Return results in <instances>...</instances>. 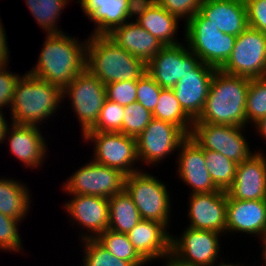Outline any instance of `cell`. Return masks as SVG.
<instances>
[{"label":"cell","mask_w":266,"mask_h":266,"mask_svg":"<svg viewBox=\"0 0 266 266\" xmlns=\"http://www.w3.org/2000/svg\"><path fill=\"white\" fill-rule=\"evenodd\" d=\"M138 0H78L83 13L95 28L91 35H108L116 27L134 18ZM128 19V20H127Z\"/></svg>","instance_id":"20"},{"label":"cell","mask_w":266,"mask_h":266,"mask_svg":"<svg viewBox=\"0 0 266 266\" xmlns=\"http://www.w3.org/2000/svg\"><path fill=\"white\" fill-rule=\"evenodd\" d=\"M206 167L215 186L227 191L235 179L238 163L216 151L204 150Z\"/></svg>","instance_id":"32"},{"label":"cell","mask_w":266,"mask_h":266,"mask_svg":"<svg viewBox=\"0 0 266 266\" xmlns=\"http://www.w3.org/2000/svg\"><path fill=\"white\" fill-rule=\"evenodd\" d=\"M265 229L266 200H236L228 196L225 233L256 234L261 239Z\"/></svg>","instance_id":"23"},{"label":"cell","mask_w":266,"mask_h":266,"mask_svg":"<svg viewBox=\"0 0 266 266\" xmlns=\"http://www.w3.org/2000/svg\"><path fill=\"white\" fill-rule=\"evenodd\" d=\"M19 78L20 75L12 73L6 66L0 68V111L3 107L11 106L14 87Z\"/></svg>","instance_id":"42"},{"label":"cell","mask_w":266,"mask_h":266,"mask_svg":"<svg viewBox=\"0 0 266 266\" xmlns=\"http://www.w3.org/2000/svg\"><path fill=\"white\" fill-rule=\"evenodd\" d=\"M124 189L139 210L141 219L157 221L169 227L171 197L163 182L141 170L125 177Z\"/></svg>","instance_id":"6"},{"label":"cell","mask_w":266,"mask_h":266,"mask_svg":"<svg viewBox=\"0 0 266 266\" xmlns=\"http://www.w3.org/2000/svg\"><path fill=\"white\" fill-rule=\"evenodd\" d=\"M69 0H25L31 15L48 34L63 33L56 23ZM67 4V5H66ZM63 9V10H62Z\"/></svg>","instance_id":"30"},{"label":"cell","mask_w":266,"mask_h":266,"mask_svg":"<svg viewBox=\"0 0 266 266\" xmlns=\"http://www.w3.org/2000/svg\"><path fill=\"white\" fill-rule=\"evenodd\" d=\"M201 59L187 45L164 46L147 64V73L161 87L172 89L190 71L195 70Z\"/></svg>","instance_id":"13"},{"label":"cell","mask_w":266,"mask_h":266,"mask_svg":"<svg viewBox=\"0 0 266 266\" xmlns=\"http://www.w3.org/2000/svg\"><path fill=\"white\" fill-rule=\"evenodd\" d=\"M256 151L237 165L235 179L226 191L231 199L266 200V156Z\"/></svg>","instance_id":"19"},{"label":"cell","mask_w":266,"mask_h":266,"mask_svg":"<svg viewBox=\"0 0 266 266\" xmlns=\"http://www.w3.org/2000/svg\"><path fill=\"white\" fill-rule=\"evenodd\" d=\"M216 68L201 63L182 77L172 88L184 112L194 121L204 108Z\"/></svg>","instance_id":"17"},{"label":"cell","mask_w":266,"mask_h":266,"mask_svg":"<svg viewBox=\"0 0 266 266\" xmlns=\"http://www.w3.org/2000/svg\"><path fill=\"white\" fill-rule=\"evenodd\" d=\"M105 86L107 99L122 106L136 102L137 80L117 81L108 83Z\"/></svg>","instance_id":"39"},{"label":"cell","mask_w":266,"mask_h":266,"mask_svg":"<svg viewBox=\"0 0 266 266\" xmlns=\"http://www.w3.org/2000/svg\"><path fill=\"white\" fill-rule=\"evenodd\" d=\"M186 137L178 126L152 118L145 130L136 138L138 160L150 166L160 163L172 154V151H177Z\"/></svg>","instance_id":"14"},{"label":"cell","mask_w":266,"mask_h":266,"mask_svg":"<svg viewBox=\"0 0 266 266\" xmlns=\"http://www.w3.org/2000/svg\"><path fill=\"white\" fill-rule=\"evenodd\" d=\"M152 117L178 126L187 136L190 135L194 122L181 108L173 90L166 88L159 94Z\"/></svg>","instance_id":"29"},{"label":"cell","mask_w":266,"mask_h":266,"mask_svg":"<svg viewBox=\"0 0 266 266\" xmlns=\"http://www.w3.org/2000/svg\"><path fill=\"white\" fill-rule=\"evenodd\" d=\"M86 69L103 84L138 80L146 63L132 56L108 35H90L86 45Z\"/></svg>","instance_id":"3"},{"label":"cell","mask_w":266,"mask_h":266,"mask_svg":"<svg viewBox=\"0 0 266 266\" xmlns=\"http://www.w3.org/2000/svg\"><path fill=\"white\" fill-rule=\"evenodd\" d=\"M108 36L132 56L146 64L164 47L151 33L135 21H127L116 27Z\"/></svg>","instance_id":"26"},{"label":"cell","mask_w":266,"mask_h":266,"mask_svg":"<svg viewBox=\"0 0 266 266\" xmlns=\"http://www.w3.org/2000/svg\"><path fill=\"white\" fill-rule=\"evenodd\" d=\"M219 264V265H218ZM216 266H240L239 263L236 264H233V263H225V262H221V263H218ZM244 266V264H243Z\"/></svg>","instance_id":"48"},{"label":"cell","mask_w":266,"mask_h":266,"mask_svg":"<svg viewBox=\"0 0 266 266\" xmlns=\"http://www.w3.org/2000/svg\"><path fill=\"white\" fill-rule=\"evenodd\" d=\"M244 128L212 123H193L189 136L204 150L219 152L239 164L254 154L246 141L247 137L242 134Z\"/></svg>","instance_id":"11"},{"label":"cell","mask_w":266,"mask_h":266,"mask_svg":"<svg viewBox=\"0 0 266 266\" xmlns=\"http://www.w3.org/2000/svg\"><path fill=\"white\" fill-rule=\"evenodd\" d=\"M189 196L188 227L225 234L227 192L218 190L210 193H193Z\"/></svg>","instance_id":"15"},{"label":"cell","mask_w":266,"mask_h":266,"mask_svg":"<svg viewBox=\"0 0 266 266\" xmlns=\"http://www.w3.org/2000/svg\"><path fill=\"white\" fill-rule=\"evenodd\" d=\"M256 127V132L260 134L261 137H264L263 139L266 140V116L260 119L257 123L252 125Z\"/></svg>","instance_id":"45"},{"label":"cell","mask_w":266,"mask_h":266,"mask_svg":"<svg viewBox=\"0 0 266 266\" xmlns=\"http://www.w3.org/2000/svg\"><path fill=\"white\" fill-rule=\"evenodd\" d=\"M71 200L64 205L70 215L71 222L77 221L82 229L86 228L87 233L81 234L82 240L96 239L109 227V204L107 198L93 195L76 194L70 195ZM90 235H89V234Z\"/></svg>","instance_id":"16"},{"label":"cell","mask_w":266,"mask_h":266,"mask_svg":"<svg viewBox=\"0 0 266 266\" xmlns=\"http://www.w3.org/2000/svg\"><path fill=\"white\" fill-rule=\"evenodd\" d=\"M28 187L14 179L0 178V212L24 220L31 203Z\"/></svg>","instance_id":"27"},{"label":"cell","mask_w":266,"mask_h":266,"mask_svg":"<svg viewBox=\"0 0 266 266\" xmlns=\"http://www.w3.org/2000/svg\"><path fill=\"white\" fill-rule=\"evenodd\" d=\"M200 12L224 34L237 37L248 27L244 0H203Z\"/></svg>","instance_id":"25"},{"label":"cell","mask_w":266,"mask_h":266,"mask_svg":"<svg viewBox=\"0 0 266 266\" xmlns=\"http://www.w3.org/2000/svg\"><path fill=\"white\" fill-rule=\"evenodd\" d=\"M96 240L112 255L119 259L129 261L133 266H143L148 263L137 252L127 234L106 229Z\"/></svg>","instance_id":"31"},{"label":"cell","mask_w":266,"mask_h":266,"mask_svg":"<svg viewBox=\"0 0 266 266\" xmlns=\"http://www.w3.org/2000/svg\"><path fill=\"white\" fill-rule=\"evenodd\" d=\"M250 79L217 69L204 108L193 123L246 127V101Z\"/></svg>","instance_id":"2"},{"label":"cell","mask_w":266,"mask_h":266,"mask_svg":"<svg viewBox=\"0 0 266 266\" xmlns=\"http://www.w3.org/2000/svg\"><path fill=\"white\" fill-rule=\"evenodd\" d=\"M126 175L93 160L76 170L62 186L69 195L84 194L110 198L124 189Z\"/></svg>","instance_id":"12"},{"label":"cell","mask_w":266,"mask_h":266,"mask_svg":"<svg viewBox=\"0 0 266 266\" xmlns=\"http://www.w3.org/2000/svg\"><path fill=\"white\" fill-rule=\"evenodd\" d=\"M169 13L183 19L185 23L200 11L203 0H154Z\"/></svg>","instance_id":"40"},{"label":"cell","mask_w":266,"mask_h":266,"mask_svg":"<svg viewBox=\"0 0 266 266\" xmlns=\"http://www.w3.org/2000/svg\"><path fill=\"white\" fill-rule=\"evenodd\" d=\"M62 99L58 86L25 73L14 87L11 123L38 126L57 112Z\"/></svg>","instance_id":"4"},{"label":"cell","mask_w":266,"mask_h":266,"mask_svg":"<svg viewBox=\"0 0 266 266\" xmlns=\"http://www.w3.org/2000/svg\"><path fill=\"white\" fill-rule=\"evenodd\" d=\"M38 126L13 124L8 127L5 138L9 150L26 167L38 168L46 158L47 144Z\"/></svg>","instance_id":"21"},{"label":"cell","mask_w":266,"mask_h":266,"mask_svg":"<svg viewBox=\"0 0 266 266\" xmlns=\"http://www.w3.org/2000/svg\"><path fill=\"white\" fill-rule=\"evenodd\" d=\"M63 99L69 97L73 112L82 127V136L98 120L107 96L106 86L96 76L85 69L62 91ZM65 95V96H64Z\"/></svg>","instance_id":"8"},{"label":"cell","mask_w":266,"mask_h":266,"mask_svg":"<svg viewBox=\"0 0 266 266\" xmlns=\"http://www.w3.org/2000/svg\"><path fill=\"white\" fill-rule=\"evenodd\" d=\"M4 117L6 116H4L3 111H0V144H2L5 141L6 132L9 127L8 125L9 122H7V120Z\"/></svg>","instance_id":"44"},{"label":"cell","mask_w":266,"mask_h":266,"mask_svg":"<svg viewBox=\"0 0 266 266\" xmlns=\"http://www.w3.org/2000/svg\"><path fill=\"white\" fill-rule=\"evenodd\" d=\"M82 137L95 143L94 162L118 169L126 176L141 170L134 167L138 161L136 138L120 132H86Z\"/></svg>","instance_id":"9"},{"label":"cell","mask_w":266,"mask_h":266,"mask_svg":"<svg viewBox=\"0 0 266 266\" xmlns=\"http://www.w3.org/2000/svg\"><path fill=\"white\" fill-rule=\"evenodd\" d=\"M266 116V76L250 79L246 101V126ZM250 122V123H249Z\"/></svg>","instance_id":"33"},{"label":"cell","mask_w":266,"mask_h":266,"mask_svg":"<svg viewBox=\"0 0 266 266\" xmlns=\"http://www.w3.org/2000/svg\"><path fill=\"white\" fill-rule=\"evenodd\" d=\"M181 152H180V151ZM177 173L193 193H210L218 191L206 167L204 149L190 136L180 144Z\"/></svg>","instance_id":"18"},{"label":"cell","mask_w":266,"mask_h":266,"mask_svg":"<svg viewBox=\"0 0 266 266\" xmlns=\"http://www.w3.org/2000/svg\"><path fill=\"white\" fill-rule=\"evenodd\" d=\"M6 37V32L0 19V68L8 66V62L10 61V51L8 50Z\"/></svg>","instance_id":"43"},{"label":"cell","mask_w":266,"mask_h":266,"mask_svg":"<svg viewBox=\"0 0 266 266\" xmlns=\"http://www.w3.org/2000/svg\"><path fill=\"white\" fill-rule=\"evenodd\" d=\"M262 247H263V249H262V259H263V261H264V265L266 266V243H262Z\"/></svg>","instance_id":"47"},{"label":"cell","mask_w":266,"mask_h":266,"mask_svg":"<svg viewBox=\"0 0 266 266\" xmlns=\"http://www.w3.org/2000/svg\"><path fill=\"white\" fill-rule=\"evenodd\" d=\"M248 26L266 34V0H244Z\"/></svg>","instance_id":"41"},{"label":"cell","mask_w":266,"mask_h":266,"mask_svg":"<svg viewBox=\"0 0 266 266\" xmlns=\"http://www.w3.org/2000/svg\"><path fill=\"white\" fill-rule=\"evenodd\" d=\"M18 223L21 221L0 212V250L23 253Z\"/></svg>","instance_id":"37"},{"label":"cell","mask_w":266,"mask_h":266,"mask_svg":"<svg viewBox=\"0 0 266 266\" xmlns=\"http://www.w3.org/2000/svg\"><path fill=\"white\" fill-rule=\"evenodd\" d=\"M124 106L106 99L98 120L87 132H120L122 133V122L124 117Z\"/></svg>","instance_id":"36"},{"label":"cell","mask_w":266,"mask_h":266,"mask_svg":"<svg viewBox=\"0 0 266 266\" xmlns=\"http://www.w3.org/2000/svg\"><path fill=\"white\" fill-rule=\"evenodd\" d=\"M137 252L147 261L170 257L171 234L157 221L141 219L128 233Z\"/></svg>","instance_id":"24"},{"label":"cell","mask_w":266,"mask_h":266,"mask_svg":"<svg viewBox=\"0 0 266 266\" xmlns=\"http://www.w3.org/2000/svg\"><path fill=\"white\" fill-rule=\"evenodd\" d=\"M108 229L127 234L141 220L139 210L125 189L108 198Z\"/></svg>","instance_id":"28"},{"label":"cell","mask_w":266,"mask_h":266,"mask_svg":"<svg viewBox=\"0 0 266 266\" xmlns=\"http://www.w3.org/2000/svg\"><path fill=\"white\" fill-rule=\"evenodd\" d=\"M220 70L249 79L266 76V34L248 26L236 37L232 53Z\"/></svg>","instance_id":"7"},{"label":"cell","mask_w":266,"mask_h":266,"mask_svg":"<svg viewBox=\"0 0 266 266\" xmlns=\"http://www.w3.org/2000/svg\"><path fill=\"white\" fill-rule=\"evenodd\" d=\"M124 108L122 133L137 138L150 123L152 113L137 101Z\"/></svg>","instance_id":"35"},{"label":"cell","mask_w":266,"mask_h":266,"mask_svg":"<svg viewBox=\"0 0 266 266\" xmlns=\"http://www.w3.org/2000/svg\"><path fill=\"white\" fill-rule=\"evenodd\" d=\"M133 17H136L134 19L136 23L156 37L164 46L180 44L174 37L177 36L180 19L154 0H138Z\"/></svg>","instance_id":"22"},{"label":"cell","mask_w":266,"mask_h":266,"mask_svg":"<svg viewBox=\"0 0 266 266\" xmlns=\"http://www.w3.org/2000/svg\"><path fill=\"white\" fill-rule=\"evenodd\" d=\"M168 260V261H167ZM165 265L163 264V266H183V265H180L178 264L176 261H174L171 257H168L166 258V261H165Z\"/></svg>","instance_id":"46"},{"label":"cell","mask_w":266,"mask_h":266,"mask_svg":"<svg viewBox=\"0 0 266 266\" xmlns=\"http://www.w3.org/2000/svg\"><path fill=\"white\" fill-rule=\"evenodd\" d=\"M81 241L85 248L83 266H133L129 261L112 255L96 239Z\"/></svg>","instance_id":"34"},{"label":"cell","mask_w":266,"mask_h":266,"mask_svg":"<svg viewBox=\"0 0 266 266\" xmlns=\"http://www.w3.org/2000/svg\"><path fill=\"white\" fill-rule=\"evenodd\" d=\"M184 31L185 45L201 62L220 69L230 57L236 36L221 32L200 11L185 23Z\"/></svg>","instance_id":"5"},{"label":"cell","mask_w":266,"mask_h":266,"mask_svg":"<svg viewBox=\"0 0 266 266\" xmlns=\"http://www.w3.org/2000/svg\"><path fill=\"white\" fill-rule=\"evenodd\" d=\"M162 89L163 88H161L155 80L145 72V74L137 80L136 101L152 113L158 103L159 94Z\"/></svg>","instance_id":"38"},{"label":"cell","mask_w":266,"mask_h":266,"mask_svg":"<svg viewBox=\"0 0 266 266\" xmlns=\"http://www.w3.org/2000/svg\"><path fill=\"white\" fill-rule=\"evenodd\" d=\"M221 233L187 227L181 237L171 235L170 257L183 266H216Z\"/></svg>","instance_id":"10"},{"label":"cell","mask_w":266,"mask_h":266,"mask_svg":"<svg viewBox=\"0 0 266 266\" xmlns=\"http://www.w3.org/2000/svg\"><path fill=\"white\" fill-rule=\"evenodd\" d=\"M37 64L28 74L58 86L62 91L86 69V45L67 33L48 34Z\"/></svg>","instance_id":"1"},{"label":"cell","mask_w":266,"mask_h":266,"mask_svg":"<svg viewBox=\"0 0 266 266\" xmlns=\"http://www.w3.org/2000/svg\"><path fill=\"white\" fill-rule=\"evenodd\" d=\"M260 241H262V243H266V229H265V232H264L263 236L261 237Z\"/></svg>","instance_id":"49"}]
</instances>
